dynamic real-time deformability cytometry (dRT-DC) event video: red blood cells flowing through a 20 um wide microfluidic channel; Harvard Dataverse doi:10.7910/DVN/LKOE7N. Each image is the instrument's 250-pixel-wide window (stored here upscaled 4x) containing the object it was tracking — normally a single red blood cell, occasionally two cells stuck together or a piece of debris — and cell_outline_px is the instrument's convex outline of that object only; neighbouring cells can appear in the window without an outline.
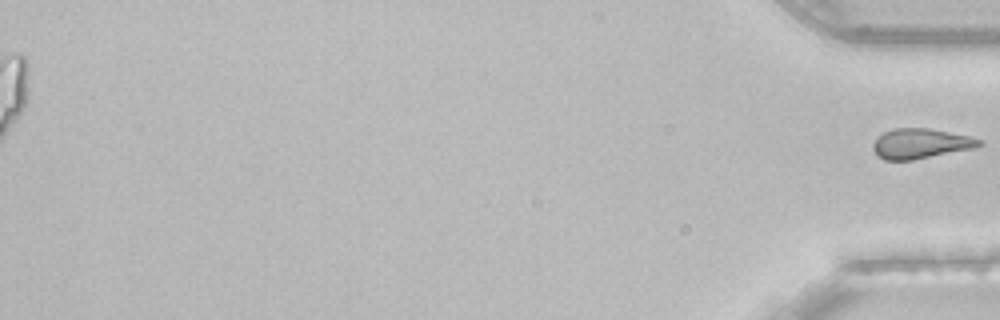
{"species": "common noctule bat (a hibernating species)", "species_latin": "Nyctalus noctula", "temperature_condition": "room temperature", "stored_images_in_passage": 40, "camera_frame_rate_fps": 3000, "um_per_image_px": 0.085, "animal": {"sex": "female", "body_mass_g": 22.7, "forearm_length_mm": 54.2}, "frame": {"image": 1, "passage_image": 40, "time_ms": 13.0, "image_size_px": [1000, 320], "cell_outline_px": [[984, 144], [976, 148], [912, 160], [884, 160], [872, 148], [872, 144], [884, 132], [892, 128], [928, 128], [972, 136], [984, 140]], "centroid_in_image_um": [78.33, 12.2], "position_along_channel_um": 356.9, "area_um2": 18.67}}